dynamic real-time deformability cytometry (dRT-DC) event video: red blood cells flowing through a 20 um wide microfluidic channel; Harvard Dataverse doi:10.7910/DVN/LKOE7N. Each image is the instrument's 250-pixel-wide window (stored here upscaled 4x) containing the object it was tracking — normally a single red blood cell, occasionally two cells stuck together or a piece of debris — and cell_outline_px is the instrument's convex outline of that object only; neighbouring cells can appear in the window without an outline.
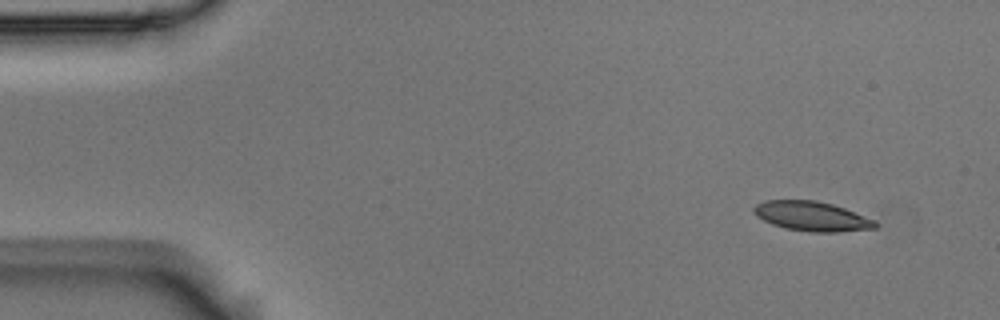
{"species": "Egyptian fruit bat (a non-hibernating species)", "species_latin": "Rousettus aegyptiacus", "temperature_condition": "room temperature", "stored_images_in_passage": 13, "camera_frame_rate_fps": 3000, "um_per_image_px": 0.085, "animal": {"sex": "male"}, "frame": {"image": 1, "passage_image": 1, "time_ms": 0.0, "image_size_px": [1000, 320], "cell_outline_px": [[880, 224], [876, 228], [840, 232], [812, 232], [784, 228], [772, 224], [756, 216], [752, 208], [756, 204], [764, 200], [816, 200], [832, 204], [844, 208], [876, 220]], "centroid_in_image_um": [69.02, 18.38], "position_along_channel_um": 16.0, "area_um2": 21.1}}
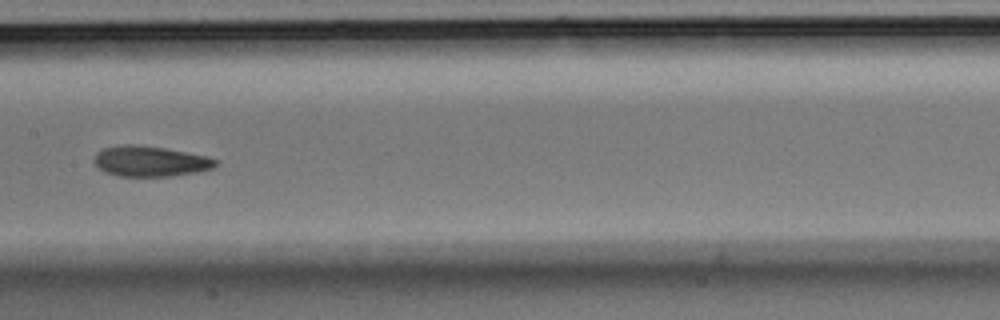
{"frame": {"image": 2, "passage_image": 6, "time_ms": 1.667, "image_size_px": [1000, 320], "cell_outline_px": [[216, 164], [212, 168], [196, 172], [172, 176], [120, 176], [104, 172], [96, 164], [96, 152], [104, 148], [124, 144], [132, 144], [164, 148], [204, 156], [216, 160]], "centroid_in_image_um": [12.74, 13.71], "position_along_channel_um": 194.7, "area_um2": 21.1}}
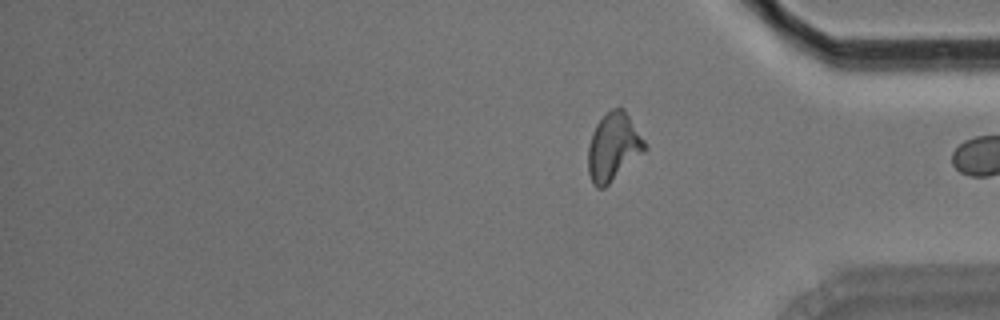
{"frame": {"image": 3, "passage_image": 13, "time_ms": 4.0, "image_size_px": [1000, 320], "cell_outline_px": [[648, 148], [644, 152], [604, 188], [596, 188], [592, 184], [588, 172], [588, 144], [592, 132], [596, 124], [612, 108], [624, 108], [648, 144]], "centroid_in_image_um": [52.15, 12.49], "position_along_channel_um": 383.1, "area_um2": 22.54}}